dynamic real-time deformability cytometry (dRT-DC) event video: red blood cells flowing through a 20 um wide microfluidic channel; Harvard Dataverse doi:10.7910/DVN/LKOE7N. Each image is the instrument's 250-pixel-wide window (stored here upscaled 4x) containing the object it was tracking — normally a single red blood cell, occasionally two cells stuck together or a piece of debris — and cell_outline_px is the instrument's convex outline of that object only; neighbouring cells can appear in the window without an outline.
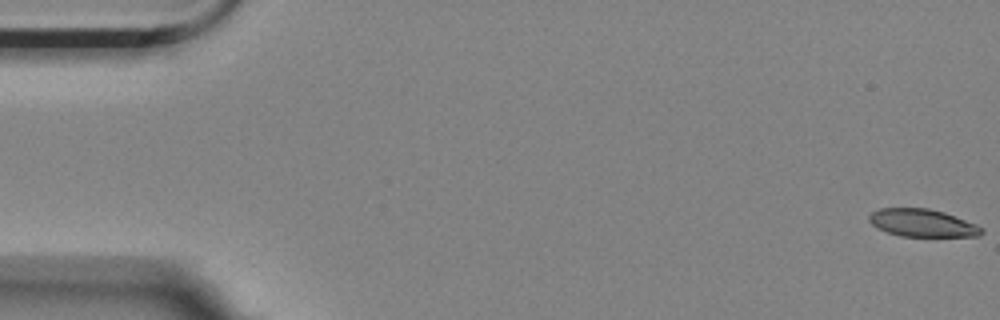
{"species": "Egyptian fruit bat (a non-hibernating species)", "species_latin": "Rousettus aegyptiacus", "temperature_condition": "room temperature", "stored_images_in_passage": 58, "camera_frame_rate_fps": 3000, "um_per_image_px": 0.085, "animal": {"sex": "female"}, "frame": {"image": 1, "passage_image": 1, "time_ms": 0.0, "image_size_px": [1000, 320], "cell_outline_px": [[984, 232], [980, 236], [900, 236], [888, 232], [872, 224], [868, 220], [868, 216], [872, 212], [880, 208], [928, 208], [944, 212], [976, 224], [984, 228]], "centroid_in_image_um": [78.42, 18.95], "position_along_channel_um": 6.6, "area_um2": 18.03}}
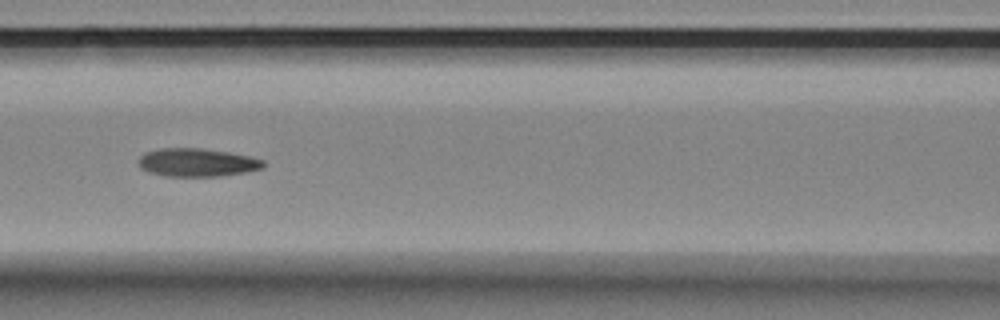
{"frame": {"image": 2, "passage_image": 25, "time_ms": 8.0, "image_size_px": [1000, 320], "cell_outline_px": [[264, 168], [244, 172], [216, 176], [164, 176], [148, 172], [140, 168], [136, 160], [144, 152], [160, 148], [200, 148], [228, 152], [248, 156], [264, 160]], "centroid_in_image_um": [16.68, 13.8], "position_along_channel_um": 149.9, "area_um2": 20.58}}
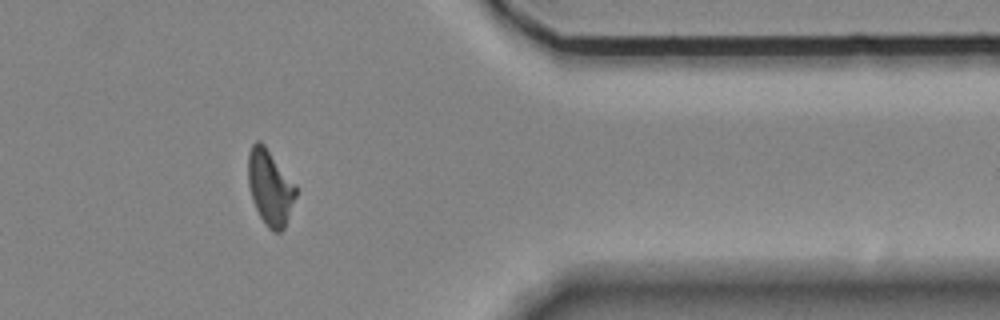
{"frame": {"image": 3, "passage_image": 47, "time_ms": 15.333, "image_size_px": [1000, 320], "cell_outline_px": [[296, 196], [284, 228], [280, 232], [272, 232], [268, 228], [260, 216], [252, 200], [248, 184], [248, 152], [252, 144], [256, 140], [260, 140], [264, 144], [296, 184]], "centroid_in_image_um": [22.95, 15.91], "position_along_channel_um": 388.5, "area_um2": 21.04}, "authors_computed_cell_mechanics": {"area_um2": 20.3745, "velocity_mm_per_s": 3.5046, "shape_relaxation_time_tau1_ms": 6.7424, "shape_relaxation_time_tau2_ms": 2.3656, "deformation_change_tau1": 0.2041, "deformation_change_tau2": 0.1051}}